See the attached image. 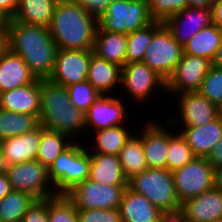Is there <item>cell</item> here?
<instances>
[{
	"instance_id": "6da1fadb",
	"label": "cell",
	"mask_w": 222,
	"mask_h": 222,
	"mask_svg": "<svg viewBox=\"0 0 222 222\" xmlns=\"http://www.w3.org/2000/svg\"><path fill=\"white\" fill-rule=\"evenodd\" d=\"M9 50L22 57L37 79H49L53 73L57 45L49 29L10 20Z\"/></svg>"
},
{
	"instance_id": "7a4b0ae2",
	"label": "cell",
	"mask_w": 222,
	"mask_h": 222,
	"mask_svg": "<svg viewBox=\"0 0 222 222\" xmlns=\"http://www.w3.org/2000/svg\"><path fill=\"white\" fill-rule=\"evenodd\" d=\"M97 26L98 18L78 2L58 0L48 29L58 49L90 50Z\"/></svg>"
},
{
	"instance_id": "3957f363",
	"label": "cell",
	"mask_w": 222,
	"mask_h": 222,
	"mask_svg": "<svg viewBox=\"0 0 222 222\" xmlns=\"http://www.w3.org/2000/svg\"><path fill=\"white\" fill-rule=\"evenodd\" d=\"M40 90L39 124L46 129L67 134L74 141L87 138L85 113L71 104L67 88L46 79L40 80Z\"/></svg>"
},
{
	"instance_id": "277c9868",
	"label": "cell",
	"mask_w": 222,
	"mask_h": 222,
	"mask_svg": "<svg viewBox=\"0 0 222 222\" xmlns=\"http://www.w3.org/2000/svg\"><path fill=\"white\" fill-rule=\"evenodd\" d=\"M84 140L74 141L48 168L49 179L56 195H65L89 177L91 159Z\"/></svg>"
},
{
	"instance_id": "5b68a950",
	"label": "cell",
	"mask_w": 222,
	"mask_h": 222,
	"mask_svg": "<svg viewBox=\"0 0 222 222\" xmlns=\"http://www.w3.org/2000/svg\"><path fill=\"white\" fill-rule=\"evenodd\" d=\"M128 187L145 196L162 211H174L181 208L173 174L168 169L147 168L128 180Z\"/></svg>"
},
{
	"instance_id": "8992f818",
	"label": "cell",
	"mask_w": 222,
	"mask_h": 222,
	"mask_svg": "<svg viewBox=\"0 0 222 222\" xmlns=\"http://www.w3.org/2000/svg\"><path fill=\"white\" fill-rule=\"evenodd\" d=\"M153 21L147 0H112L98 17V26L128 35Z\"/></svg>"
},
{
	"instance_id": "52a82bcc",
	"label": "cell",
	"mask_w": 222,
	"mask_h": 222,
	"mask_svg": "<svg viewBox=\"0 0 222 222\" xmlns=\"http://www.w3.org/2000/svg\"><path fill=\"white\" fill-rule=\"evenodd\" d=\"M6 174L12 190L29 193L37 200L56 196L48 168L38 160L7 166Z\"/></svg>"
},
{
	"instance_id": "ba28073f",
	"label": "cell",
	"mask_w": 222,
	"mask_h": 222,
	"mask_svg": "<svg viewBox=\"0 0 222 222\" xmlns=\"http://www.w3.org/2000/svg\"><path fill=\"white\" fill-rule=\"evenodd\" d=\"M183 54V46L163 25L153 35L151 43L145 51L143 62L166 82L173 74Z\"/></svg>"
},
{
	"instance_id": "9c48e42d",
	"label": "cell",
	"mask_w": 222,
	"mask_h": 222,
	"mask_svg": "<svg viewBox=\"0 0 222 222\" xmlns=\"http://www.w3.org/2000/svg\"><path fill=\"white\" fill-rule=\"evenodd\" d=\"M214 170L207 158L194 157L183 167L172 171L180 203L213 189Z\"/></svg>"
},
{
	"instance_id": "30bf717a",
	"label": "cell",
	"mask_w": 222,
	"mask_h": 222,
	"mask_svg": "<svg viewBox=\"0 0 222 222\" xmlns=\"http://www.w3.org/2000/svg\"><path fill=\"white\" fill-rule=\"evenodd\" d=\"M120 84L121 90L142 106L150 102L156 89L166 92V82L143 61L126 63L121 68Z\"/></svg>"
},
{
	"instance_id": "8fae6325",
	"label": "cell",
	"mask_w": 222,
	"mask_h": 222,
	"mask_svg": "<svg viewBox=\"0 0 222 222\" xmlns=\"http://www.w3.org/2000/svg\"><path fill=\"white\" fill-rule=\"evenodd\" d=\"M127 187L108 186L87 178L65 195L76 209H113L119 208Z\"/></svg>"
},
{
	"instance_id": "7c38bea8",
	"label": "cell",
	"mask_w": 222,
	"mask_h": 222,
	"mask_svg": "<svg viewBox=\"0 0 222 222\" xmlns=\"http://www.w3.org/2000/svg\"><path fill=\"white\" fill-rule=\"evenodd\" d=\"M177 114H167L171 124L182 127H196L208 124L219 117L218 106L210 102L199 92H184L175 96ZM179 117H178V116Z\"/></svg>"
},
{
	"instance_id": "4fadbf2b",
	"label": "cell",
	"mask_w": 222,
	"mask_h": 222,
	"mask_svg": "<svg viewBox=\"0 0 222 222\" xmlns=\"http://www.w3.org/2000/svg\"><path fill=\"white\" fill-rule=\"evenodd\" d=\"M211 66L212 61L208 58L184 53L166 81L165 93L176 96L184 92H198Z\"/></svg>"
},
{
	"instance_id": "5bb4252c",
	"label": "cell",
	"mask_w": 222,
	"mask_h": 222,
	"mask_svg": "<svg viewBox=\"0 0 222 222\" xmlns=\"http://www.w3.org/2000/svg\"><path fill=\"white\" fill-rule=\"evenodd\" d=\"M164 119L165 124L151 118L142 125V144L148 168L166 169L169 139L177 131L166 118Z\"/></svg>"
},
{
	"instance_id": "9a60e30c",
	"label": "cell",
	"mask_w": 222,
	"mask_h": 222,
	"mask_svg": "<svg viewBox=\"0 0 222 222\" xmlns=\"http://www.w3.org/2000/svg\"><path fill=\"white\" fill-rule=\"evenodd\" d=\"M120 94L100 95L99 98L92 104L85 113L86 130L98 131L112 126L126 125L128 117L127 113L131 112L125 104L126 100L120 99ZM129 109V110H128ZM126 116V117H125ZM126 118V119H125ZM91 129V130H90Z\"/></svg>"
},
{
	"instance_id": "2e32d148",
	"label": "cell",
	"mask_w": 222,
	"mask_h": 222,
	"mask_svg": "<svg viewBox=\"0 0 222 222\" xmlns=\"http://www.w3.org/2000/svg\"><path fill=\"white\" fill-rule=\"evenodd\" d=\"M93 53V49H58L54 70L49 80L65 87L85 81L88 76L89 64Z\"/></svg>"
},
{
	"instance_id": "e0dca14e",
	"label": "cell",
	"mask_w": 222,
	"mask_h": 222,
	"mask_svg": "<svg viewBox=\"0 0 222 222\" xmlns=\"http://www.w3.org/2000/svg\"><path fill=\"white\" fill-rule=\"evenodd\" d=\"M213 23L212 8L186 7L167 18L163 24L173 38L184 46L197 32Z\"/></svg>"
},
{
	"instance_id": "ac0fdd59",
	"label": "cell",
	"mask_w": 222,
	"mask_h": 222,
	"mask_svg": "<svg viewBox=\"0 0 222 222\" xmlns=\"http://www.w3.org/2000/svg\"><path fill=\"white\" fill-rule=\"evenodd\" d=\"M172 125L176 130L180 127L178 132L188 143L195 157L208 158L214 146L222 138L221 116L203 126L181 127L180 124Z\"/></svg>"
},
{
	"instance_id": "d6986e66",
	"label": "cell",
	"mask_w": 222,
	"mask_h": 222,
	"mask_svg": "<svg viewBox=\"0 0 222 222\" xmlns=\"http://www.w3.org/2000/svg\"><path fill=\"white\" fill-rule=\"evenodd\" d=\"M187 222H209L222 219V192L213 188L187 199L180 208Z\"/></svg>"
},
{
	"instance_id": "ffe728a7",
	"label": "cell",
	"mask_w": 222,
	"mask_h": 222,
	"mask_svg": "<svg viewBox=\"0 0 222 222\" xmlns=\"http://www.w3.org/2000/svg\"><path fill=\"white\" fill-rule=\"evenodd\" d=\"M40 99V79H38L35 83L1 92L0 108L40 118Z\"/></svg>"
},
{
	"instance_id": "44dd1931",
	"label": "cell",
	"mask_w": 222,
	"mask_h": 222,
	"mask_svg": "<svg viewBox=\"0 0 222 222\" xmlns=\"http://www.w3.org/2000/svg\"><path fill=\"white\" fill-rule=\"evenodd\" d=\"M40 144V125L25 134L0 141L7 166L36 160Z\"/></svg>"
},
{
	"instance_id": "7402d4cb",
	"label": "cell",
	"mask_w": 222,
	"mask_h": 222,
	"mask_svg": "<svg viewBox=\"0 0 222 222\" xmlns=\"http://www.w3.org/2000/svg\"><path fill=\"white\" fill-rule=\"evenodd\" d=\"M37 80L20 55L8 50L0 57V93L35 83Z\"/></svg>"
},
{
	"instance_id": "603a6c76",
	"label": "cell",
	"mask_w": 222,
	"mask_h": 222,
	"mask_svg": "<svg viewBox=\"0 0 222 222\" xmlns=\"http://www.w3.org/2000/svg\"><path fill=\"white\" fill-rule=\"evenodd\" d=\"M89 179L108 186H128L118 155L90 153Z\"/></svg>"
},
{
	"instance_id": "cb8c5ba5",
	"label": "cell",
	"mask_w": 222,
	"mask_h": 222,
	"mask_svg": "<svg viewBox=\"0 0 222 222\" xmlns=\"http://www.w3.org/2000/svg\"><path fill=\"white\" fill-rule=\"evenodd\" d=\"M122 222H158L162 210L145 196L126 188L119 206Z\"/></svg>"
},
{
	"instance_id": "d4e9b609",
	"label": "cell",
	"mask_w": 222,
	"mask_h": 222,
	"mask_svg": "<svg viewBox=\"0 0 222 222\" xmlns=\"http://www.w3.org/2000/svg\"><path fill=\"white\" fill-rule=\"evenodd\" d=\"M87 80L101 95H113L115 89H118L117 91L120 90L121 67L93 53L89 64Z\"/></svg>"
},
{
	"instance_id": "484cf974",
	"label": "cell",
	"mask_w": 222,
	"mask_h": 222,
	"mask_svg": "<svg viewBox=\"0 0 222 222\" xmlns=\"http://www.w3.org/2000/svg\"><path fill=\"white\" fill-rule=\"evenodd\" d=\"M127 35L109 32L97 26L93 51L94 54L121 68L126 64Z\"/></svg>"
},
{
	"instance_id": "4316f807",
	"label": "cell",
	"mask_w": 222,
	"mask_h": 222,
	"mask_svg": "<svg viewBox=\"0 0 222 222\" xmlns=\"http://www.w3.org/2000/svg\"><path fill=\"white\" fill-rule=\"evenodd\" d=\"M58 0H18L14 21L49 27Z\"/></svg>"
},
{
	"instance_id": "83f0119b",
	"label": "cell",
	"mask_w": 222,
	"mask_h": 222,
	"mask_svg": "<svg viewBox=\"0 0 222 222\" xmlns=\"http://www.w3.org/2000/svg\"><path fill=\"white\" fill-rule=\"evenodd\" d=\"M127 125L112 126L93 132L92 144L87 148L90 153L119 155L125 142L134 133ZM93 145V146H92ZM91 147V148H90Z\"/></svg>"
},
{
	"instance_id": "f1b7e54d",
	"label": "cell",
	"mask_w": 222,
	"mask_h": 222,
	"mask_svg": "<svg viewBox=\"0 0 222 222\" xmlns=\"http://www.w3.org/2000/svg\"><path fill=\"white\" fill-rule=\"evenodd\" d=\"M222 40V30L214 23L197 32L184 46V53L213 61Z\"/></svg>"
},
{
	"instance_id": "f546056e",
	"label": "cell",
	"mask_w": 222,
	"mask_h": 222,
	"mask_svg": "<svg viewBox=\"0 0 222 222\" xmlns=\"http://www.w3.org/2000/svg\"><path fill=\"white\" fill-rule=\"evenodd\" d=\"M136 129L140 131V134H137V131H135V134L133 133L125 142L118 155L124 176L128 180L148 168L142 144V128L141 130L139 127Z\"/></svg>"
},
{
	"instance_id": "4dcf8cb0",
	"label": "cell",
	"mask_w": 222,
	"mask_h": 222,
	"mask_svg": "<svg viewBox=\"0 0 222 222\" xmlns=\"http://www.w3.org/2000/svg\"><path fill=\"white\" fill-rule=\"evenodd\" d=\"M73 142L74 140L69 135L46 129L40 125V144L36 160L49 168Z\"/></svg>"
},
{
	"instance_id": "1f68e13d",
	"label": "cell",
	"mask_w": 222,
	"mask_h": 222,
	"mask_svg": "<svg viewBox=\"0 0 222 222\" xmlns=\"http://www.w3.org/2000/svg\"><path fill=\"white\" fill-rule=\"evenodd\" d=\"M39 118L35 115L11 112L0 108V141L36 129Z\"/></svg>"
},
{
	"instance_id": "d6a6232c",
	"label": "cell",
	"mask_w": 222,
	"mask_h": 222,
	"mask_svg": "<svg viewBox=\"0 0 222 222\" xmlns=\"http://www.w3.org/2000/svg\"><path fill=\"white\" fill-rule=\"evenodd\" d=\"M162 21L154 20L147 26L127 35L126 63L143 61L145 51L153 35L163 26Z\"/></svg>"
},
{
	"instance_id": "836d02e7",
	"label": "cell",
	"mask_w": 222,
	"mask_h": 222,
	"mask_svg": "<svg viewBox=\"0 0 222 222\" xmlns=\"http://www.w3.org/2000/svg\"><path fill=\"white\" fill-rule=\"evenodd\" d=\"M36 200L29 193L12 190L0 200L1 222H21L24 214Z\"/></svg>"
},
{
	"instance_id": "e575fe53",
	"label": "cell",
	"mask_w": 222,
	"mask_h": 222,
	"mask_svg": "<svg viewBox=\"0 0 222 222\" xmlns=\"http://www.w3.org/2000/svg\"><path fill=\"white\" fill-rule=\"evenodd\" d=\"M166 169L174 171L190 162L195 156L188 143L177 132L169 139Z\"/></svg>"
},
{
	"instance_id": "d590c367",
	"label": "cell",
	"mask_w": 222,
	"mask_h": 222,
	"mask_svg": "<svg viewBox=\"0 0 222 222\" xmlns=\"http://www.w3.org/2000/svg\"><path fill=\"white\" fill-rule=\"evenodd\" d=\"M66 88L71 104L84 113L101 95L87 79Z\"/></svg>"
},
{
	"instance_id": "8d00e7d4",
	"label": "cell",
	"mask_w": 222,
	"mask_h": 222,
	"mask_svg": "<svg viewBox=\"0 0 222 222\" xmlns=\"http://www.w3.org/2000/svg\"><path fill=\"white\" fill-rule=\"evenodd\" d=\"M49 222H78V212L66 195L48 198Z\"/></svg>"
},
{
	"instance_id": "74e56055",
	"label": "cell",
	"mask_w": 222,
	"mask_h": 222,
	"mask_svg": "<svg viewBox=\"0 0 222 222\" xmlns=\"http://www.w3.org/2000/svg\"><path fill=\"white\" fill-rule=\"evenodd\" d=\"M198 92L219 106L222 102V68L212 65Z\"/></svg>"
},
{
	"instance_id": "f35d334b",
	"label": "cell",
	"mask_w": 222,
	"mask_h": 222,
	"mask_svg": "<svg viewBox=\"0 0 222 222\" xmlns=\"http://www.w3.org/2000/svg\"><path fill=\"white\" fill-rule=\"evenodd\" d=\"M151 17L164 22L187 6L186 0H147Z\"/></svg>"
},
{
	"instance_id": "ab89813d",
	"label": "cell",
	"mask_w": 222,
	"mask_h": 222,
	"mask_svg": "<svg viewBox=\"0 0 222 222\" xmlns=\"http://www.w3.org/2000/svg\"><path fill=\"white\" fill-rule=\"evenodd\" d=\"M78 222H122L120 209H77Z\"/></svg>"
},
{
	"instance_id": "60d3db41",
	"label": "cell",
	"mask_w": 222,
	"mask_h": 222,
	"mask_svg": "<svg viewBox=\"0 0 222 222\" xmlns=\"http://www.w3.org/2000/svg\"><path fill=\"white\" fill-rule=\"evenodd\" d=\"M21 222H49L48 199L36 200L24 214Z\"/></svg>"
},
{
	"instance_id": "b9f144b4",
	"label": "cell",
	"mask_w": 222,
	"mask_h": 222,
	"mask_svg": "<svg viewBox=\"0 0 222 222\" xmlns=\"http://www.w3.org/2000/svg\"><path fill=\"white\" fill-rule=\"evenodd\" d=\"M112 0H75L97 18L106 10Z\"/></svg>"
},
{
	"instance_id": "7bdbcfd3",
	"label": "cell",
	"mask_w": 222,
	"mask_h": 222,
	"mask_svg": "<svg viewBox=\"0 0 222 222\" xmlns=\"http://www.w3.org/2000/svg\"><path fill=\"white\" fill-rule=\"evenodd\" d=\"M158 222H187L181 209L174 211H163Z\"/></svg>"
},
{
	"instance_id": "ee69618b",
	"label": "cell",
	"mask_w": 222,
	"mask_h": 222,
	"mask_svg": "<svg viewBox=\"0 0 222 222\" xmlns=\"http://www.w3.org/2000/svg\"><path fill=\"white\" fill-rule=\"evenodd\" d=\"M207 159L214 169L222 166V138L214 146Z\"/></svg>"
},
{
	"instance_id": "f6af8a7d",
	"label": "cell",
	"mask_w": 222,
	"mask_h": 222,
	"mask_svg": "<svg viewBox=\"0 0 222 222\" xmlns=\"http://www.w3.org/2000/svg\"><path fill=\"white\" fill-rule=\"evenodd\" d=\"M9 50V25H0V57Z\"/></svg>"
},
{
	"instance_id": "bcb514c9",
	"label": "cell",
	"mask_w": 222,
	"mask_h": 222,
	"mask_svg": "<svg viewBox=\"0 0 222 222\" xmlns=\"http://www.w3.org/2000/svg\"><path fill=\"white\" fill-rule=\"evenodd\" d=\"M213 23L222 30V0L213 2L212 5Z\"/></svg>"
},
{
	"instance_id": "7dc6e473",
	"label": "cell",
	"mask_w": 222,
	"mask_h": 222,
	"mask_svg": "<svg viewBox=\"0 0 222 222\" xmlns=\"http://www.w3.org/2000/svg\"><path fill=\"white\" fill-rule=\"evenodd\" d=\"M12 191V187L6 173L0 174V200Z\"/></svg>"
},
{
	"instance_id": "c3c4849f",
	"label": "cell",
	"mask_w": 222,
	"mask_h": 222,
	"mask_svg": "<svg viewBox=\"0 0 222 222\" xmlns=\"http://www.w3.org/2000/svg\"><path fill=\"white\" fill-rule=\"evenodd\" d=\"M0 7L12 18L18 7V0H0Z\"/></svg>"
},
{
	"instance_id": "681fc988",
	"label": "cell",
	"mask_w": 222,
	"mask_h": 222,
	"mask_svg": "<svg viewBox=\"0 0 222 222\" xmlns=\"http://www.w3.org/2000/svg\"><path fill=\"white\" fill-rule=\"evenodd\" d=\"M188 7L193 8H212V0H186Z\"/></svg>"
},
{
	"instance_id": "f907efd6",
	"label": "cell",
	"mask_w": 222,
	"mask_h": 222,
	"mask_svg": "<svg viewBox=\"0 0 222 222\" xmlns=\"http://www.w3.org/2000/svg\"><path fill=\"white\" fill-rule=\"evenodd\" d=\"M214 188L222 192V166L214 170Z\"/></svg>"
},
{
	"instance_id": "816d5d0a",
	"label": "cell",
	"mask_w": 222,
	"mask_h": 222,
	"mask_svg": "<svg viewBox=\"0 0 222 222\" xmlns=\"http://www.w3.org/2000/svg\"><path fill=\"white\" fill-rule=\"evenodd\" d=\"M212 65L222 68V40H221L220 46L218 47L216 56L214 60L212 61Z\"/></svg>"
},
{
	"instance_id": "f5cc1de1",
	"label": "cell",
	"mask_w": 222,
	"mask_h": 222,
	"mask_svg": "<svg viewBox=\"0 0 222 222\" xmlns=\"http://www.w3.org/2000/svg\"><path fill=\"white\" fill-rule=\"evenodd\" d=\"M11 17L0 7V25H9Z\"/></svg>"
},
{
	"instance_id": "db71d44e",
	"label": "cell",
	"mask_w": 222,
	"mask_h": 222,
	"mask_svg": "<svg viewBox=\"0 0 222 222\" xmlns=\"http://www.w3.org/2000/svg\"><path fill=\"white\" fill-rule=\"evenodd\" d=\"M7 164L5 162V157L3 155L1 146H0V174L6 173Z\"/></svg>"
},
{
	"instance_id": "11a10c76",
	"label": "cell",
	"mask_w": 222,
	"mask_h": 222,
	"mask_svg": "<svg viewBox=\"0 0 222 222\" xmlns=\"http://www.w3.org/2000/svg\"><path fill=\"white\" fill-rule=\"evenodd\" d=\"M218 111H219V116L222 117V102H221L220 105L218 106Z\"/></svg>"
},
{
	"instance_id": "9f6ffc18",
	"label": "cell",
	"mask_w": 222,
	"mask_h": 222,
	"mask_svg": "<svg viewBox=\"0 0 222 222\" xmlns=\"http://www.w3.org/2000/svg\"><path fill=\"white\" fill-rule=\"evenodd\" d=\"M209 222H222V219H220V220H215V221H209Z\"/></svg>"
}]
</instances>
